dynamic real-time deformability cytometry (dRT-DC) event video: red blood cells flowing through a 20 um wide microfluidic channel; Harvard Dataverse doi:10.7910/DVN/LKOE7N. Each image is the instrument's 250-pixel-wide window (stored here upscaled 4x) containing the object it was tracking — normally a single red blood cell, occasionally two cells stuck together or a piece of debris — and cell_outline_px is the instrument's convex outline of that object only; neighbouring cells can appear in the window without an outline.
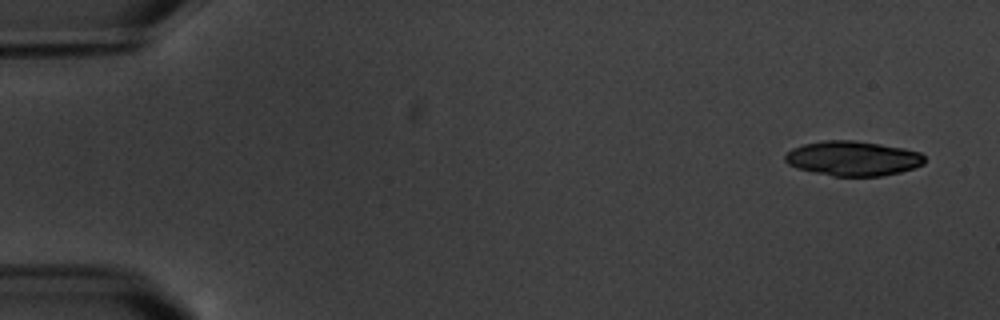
{"species": "common noctule bat (a hibernating species)", "species_latin": "Nyctalus noctula", "temperature_condition": "warm", "stored_images_in_passage": 5, "camera_frame_rate_fps": 3000, "um_per_image_px": 0.085, "animal": {"sex": "male", "body_mass_g": 20.1, "forearm_length_mm": 53.5}, "frame": {"image": 1, "passage_image": 1, "time_ms": 0.0, "image_size_px": [1000, 320], "cell_outline_px": [[924, 164], [900, 172], [880, 176], [832, 176], [796, 168], [788, 164], [784, 160], [784, 156], [792, 148], [804, 144], [824, 140], [852, 140], [880, 144], [904, 148], [920, 152], [924, 156]], "centroid_in_image_um": [72.48, 13.46], "position_along_channel_um": 12.5, "area_um2": 28.21}}